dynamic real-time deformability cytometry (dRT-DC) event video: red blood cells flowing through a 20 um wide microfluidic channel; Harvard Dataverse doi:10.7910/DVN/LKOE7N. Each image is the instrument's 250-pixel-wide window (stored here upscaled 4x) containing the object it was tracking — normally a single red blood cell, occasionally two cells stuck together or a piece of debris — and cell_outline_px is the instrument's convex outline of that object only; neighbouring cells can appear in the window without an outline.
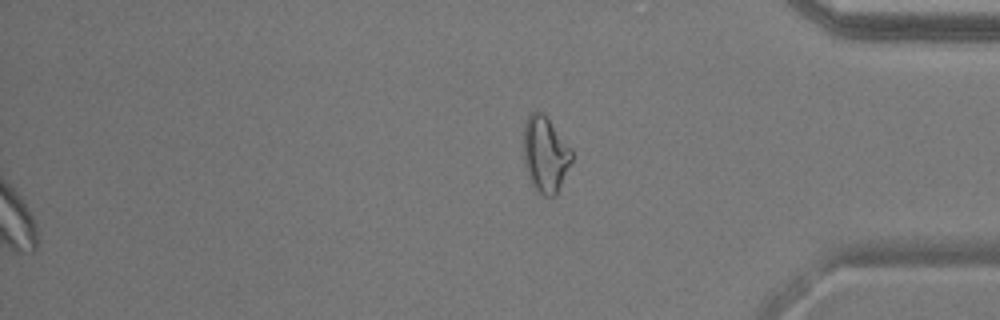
{"species": "common noctule bat (a hibernating species)", "species_latin": "Nyctalus noctula", "temperature_condition": "warm", "stored_images_in_passage": 53, "segment_of_instrument_passage": [2, 2], "camera_frame_rate_fps": 3000, "um_per_image_px": 0.085, "animal": {"sex": "male", "body_mass_g": 17.9}, "frame": {"image": 1, "passage_image": 53, "time_ms": 17.333, "image_size_px": [1000, 320], "cell_outline_px": [[572, 160], [556, 196], [544, 196], [532, 184], [524, 160], [524, 124], [528, 112], [544, 112], [572, 148]], "centroid_in_image_um": [46.37, 13.06], "position_along_channel_um": 388.8, "area_um2": 21.33}}